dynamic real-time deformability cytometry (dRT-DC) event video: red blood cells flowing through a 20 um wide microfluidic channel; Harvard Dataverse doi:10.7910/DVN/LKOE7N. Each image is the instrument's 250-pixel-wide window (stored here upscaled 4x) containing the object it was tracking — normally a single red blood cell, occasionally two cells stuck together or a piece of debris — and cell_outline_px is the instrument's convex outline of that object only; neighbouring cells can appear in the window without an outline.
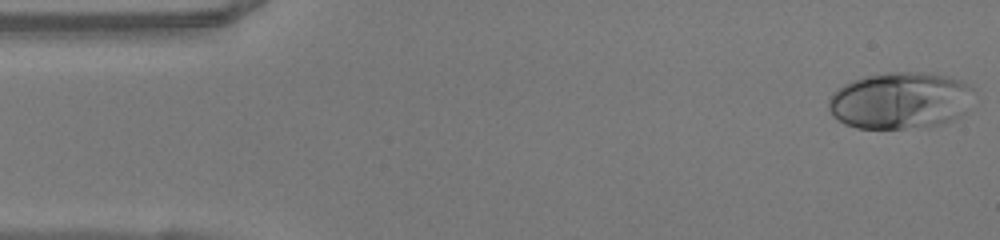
{"species": "human", "species_latin": "Homo sapiens", "temperature_condition": "warm", "stored_images_in_passage": 49, "camera_frame_rate_fps": 3000, "um_per_image_px": 0.085, "donor": {"sex": "female"}, "frame": {"image": 1, "passage_image": 1, "time_ms": 0.0, "image_size_px": [1000, 240], "cell_outline_px": [[972, 88], [964, 112], [960, 116], [952, 120], [928, 128], [856, 128], [844, 124], [832, 116], [828, 108], [828, 100], [832, 92], [836, 88], [852, 80], [864, 76], [888, 72], [932, 72], [948, 76], [960, 80]], "centroid_in_image_um": [76.45, 8.54], "position_along_channel_um": 8.5, "area_um2": 48.38}}
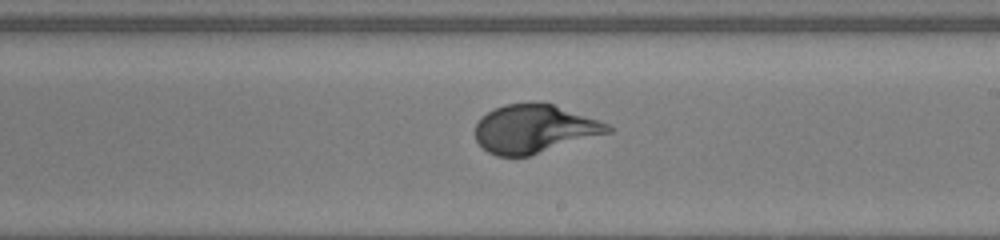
{"frame": {"image": 2, "passage_image": 27, "time_ms": 8.667, "image_size_px": [1000, 240], "cell_outline_px": [[612, 132], [528, 156], [496, 156], [488, 152], [476, 140], [476, 124], [480, 116], [492, 108], [504, 104], [552, 104], [608, 124], [612, 128]], "centroid_in_image_um": [45.37, 10.97], "position_along_channel_um": 243.6, "area_um2": 36.82}}
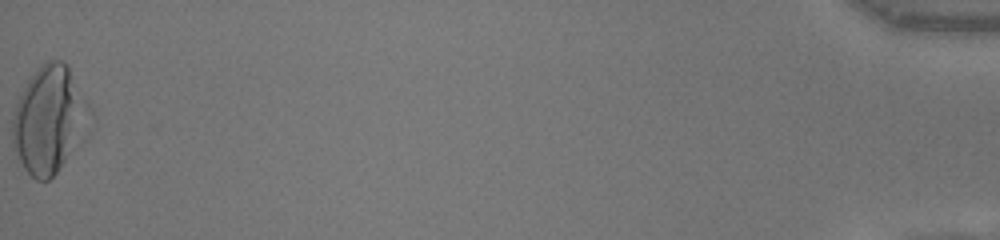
{"frame": {"image": 3, "passage_image": 49, "time_ms": 16.0, "image_size_px": [1000, 240], "cell_outline_px": [[88, 132], [84, 140], [56, 172], [48, 180], [36, 180], [24, 168], [12, 144], [12, 116], [16, 104], [28, 80], [36, 68], [48, 60], [64, 60], [68, 64]], "centroid_in_image_um": [4.07, 10.24], "position_along_channel_um": 431.1, "area_um2": 46.01}, "authors_computed_cell_mechanics": {"area_um2": 37.6278, "velocity_mm_per_s": 4.0696, "shape_relaxation_time_tau1_ms": 4.7973, "shape_relaxation_time_tau2_ms": null, "deformation_change_tau1": 0.223, "deformation_change_tau2": null}}